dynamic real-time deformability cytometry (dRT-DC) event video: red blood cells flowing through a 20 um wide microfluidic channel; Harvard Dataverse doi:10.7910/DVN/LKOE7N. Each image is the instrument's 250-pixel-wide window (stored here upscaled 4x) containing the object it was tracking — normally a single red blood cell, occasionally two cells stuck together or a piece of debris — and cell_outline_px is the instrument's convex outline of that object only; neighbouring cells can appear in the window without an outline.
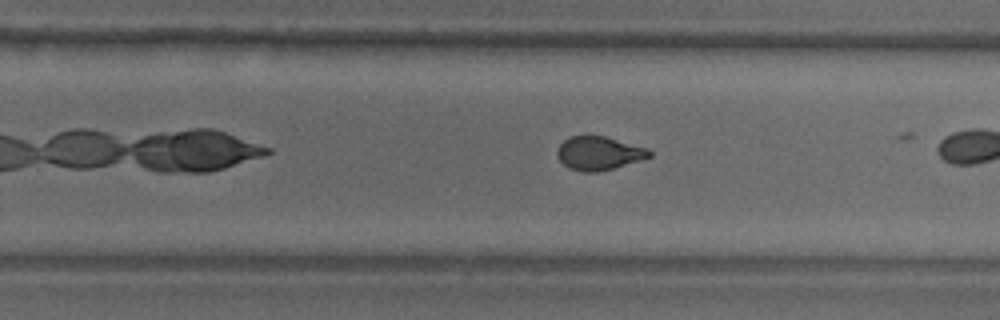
{"species": "common noctule bat (a hibernating species)", "species_latin": "Nyctalus noctula", "temperature_condition": "warm", "stored_images_in_passage": 27, "camera_frame_rate_fps": 3000, "um_per_image_px": 0.085, "animal": {"sex": "male", "body_mass_g": 18.8}, "frame": {"image": 1, "passage_image": 26, "time_ms": 8.333, "image_size_px": [1000, 320], "cell_outline_px": [[652, 156], [600, 172], [584, 172], [568, 168], [556, 156], [556, 152], [560, 144], [568, 136], [604, 136], [648, 148], [652, 152]], "centroid_in_image_um": [50.88, 13.02], "position_along_channel_um": 278.9, "area_um2": 17.98}}